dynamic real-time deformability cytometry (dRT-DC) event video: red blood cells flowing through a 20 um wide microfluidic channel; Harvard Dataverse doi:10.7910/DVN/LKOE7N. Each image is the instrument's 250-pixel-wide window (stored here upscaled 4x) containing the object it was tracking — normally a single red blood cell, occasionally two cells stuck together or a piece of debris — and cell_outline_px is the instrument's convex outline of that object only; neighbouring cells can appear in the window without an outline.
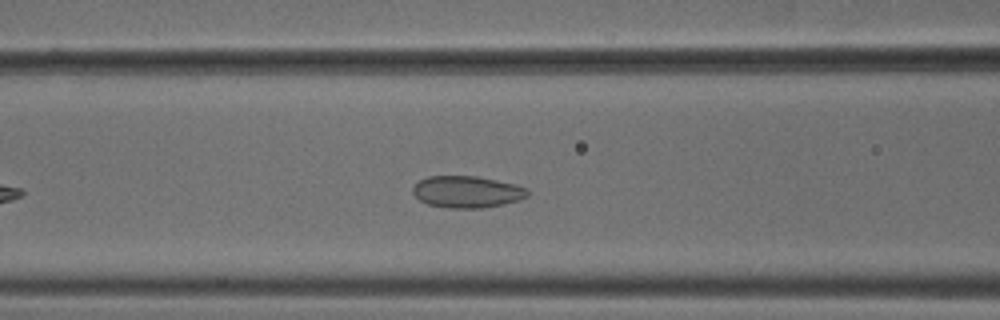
{"species": "common noctule bat (a hibernating species)", "species_latin": "Nyctalus noctula", "temperature_condition": "cold", "stored_images_in_passage": 44, "camera_frame_rate_fps": 3000, "um_per_image_px": 0.085, "animal": {"sex": "male", "body_mass_g": 18.8}, "frame": {"image": 1, "passage_image": 12, "time_ms": 3.667, "image_size_px": [1000, 320], "cell_outline_px": [[528, 196], [520, 200], [504, 204], [484, 208], [448, 208], [428, 204], [420, 200], [412, 192], [412, 188], [420, 180], [428, 176], [476, 176], [496, 180], [528, 188]], "centroid_in_image_um": [39.7, 16.31], "position_along_channel_um": 126.9, "area_um2": 21.21}}
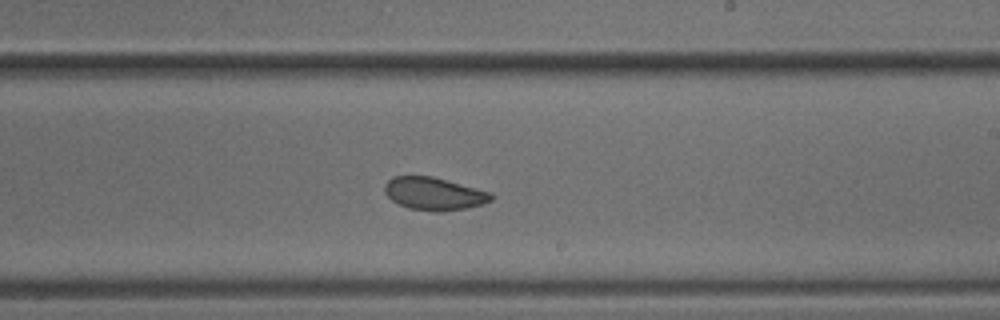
{"frame": {"image": 2, "passage_image": 22, "time_ms": 7.0, "image_size_px": [1000, 320], "cell_outline_px": [[496, 196], [492, 200], [484, 204], [464, 208], [440, 212], [436, 212], [408, 208], [392, 200], [384, 192], [384, 184], [392, 176], [432, 176], [492, 192]], "centroid_in_image_um": [36.91, 16.46], "position_along_channel_um": 252.1, "area_um2": 20.46}}
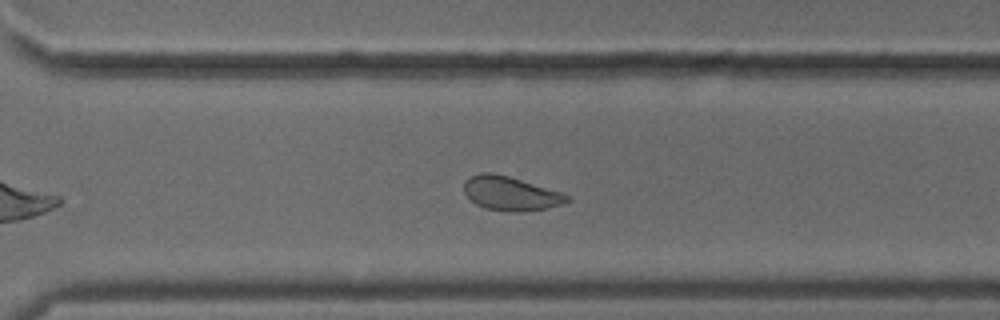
{"frame": {"image": 3, "passage_image": 28, "time_ms": 9.0, "image_size_px": [1000, 320], "cell_outline_px": [[572, 196], [568, 200], [560, 204], [548, 208], [516, 212], [508, 212], [484, 208], [476, 204], [464, 192], [464, 180], [480, 172], [492, 172], [508, 176], [560, 192]], "centroid_in_image_um": [43.37, 16.44], "position_along_channel_um": 327.2, "area_um2": 20.23}, "authors_computed_cell_mechanics": {"area_um2": 21.3571, "velocity_mm_per_s": 3.763, "shape_relaxation_time_tau1_ms": null, "shape_relaxation_time_tau2_ms": 2.672, "deformation_change_tau1": null, "deformation_change_tau2": 0.0735}}